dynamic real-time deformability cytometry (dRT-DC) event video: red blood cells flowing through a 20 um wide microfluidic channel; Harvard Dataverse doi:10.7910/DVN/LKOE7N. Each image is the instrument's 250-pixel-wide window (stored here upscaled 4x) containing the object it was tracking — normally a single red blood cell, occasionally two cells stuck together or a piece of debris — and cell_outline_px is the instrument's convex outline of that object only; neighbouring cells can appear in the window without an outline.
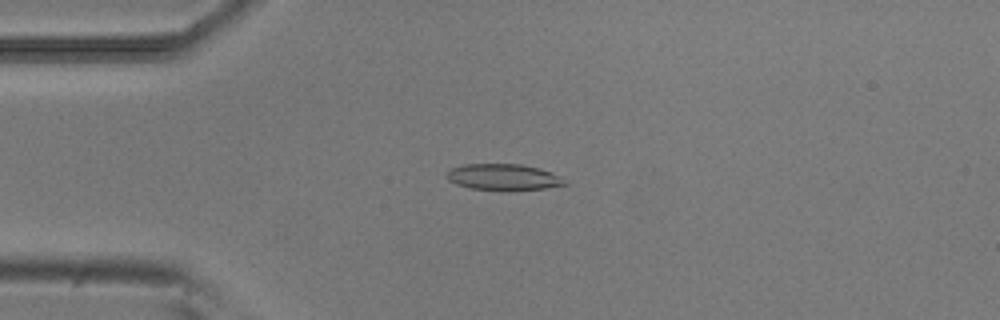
{"species": "common noctule bat (a hibernating species)", "species_latin": "Nyctalus noctula", "temperature_condition": "room temperature", "stored_images_in_passage": 41, "camera_frame_rate_fps": 3000, "um_per_image_px": 0.085, "animal": {"sex": "male", "body_mass_g": 20.5, "forearm_length_mm": 52.5}, "frame": {"image": 1, "passage_image": 1, "time_ms": 0.0, "image_size_px": [1000, 320], "cell_outline_px": [[568, 184], [544, 188], [472, 188], [456, 184], [448, 180], [448, 172], [452, 168], [464, 164], [520, 164], [540, 168], [552, 172], [560, 176]], "centroid_in_image_um": [42.81, 15.01], "position_along_channel_um": 42.2, "area_um2": 17.22}}
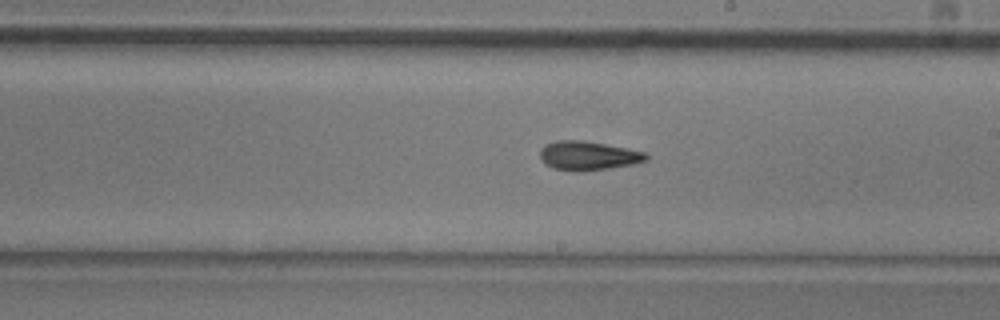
{"frame": {"image": 2, "passage_image": 18, "time_ms": 5.667, "image_size_px": [1000, 320], "cell_outline_px": [[648, 160], [632, 164], [584, 172], [572, 172], [552, 168], [544, 164], [540, 160], [540, 148], [544, 144], [556, 140], [580, 140], [628, 148], [644, 152], [648, 156]], "centroid_in_image_um": [49.92, 13.24], "position_along_channel_um": 239.1, "area_um2": 18.21}}
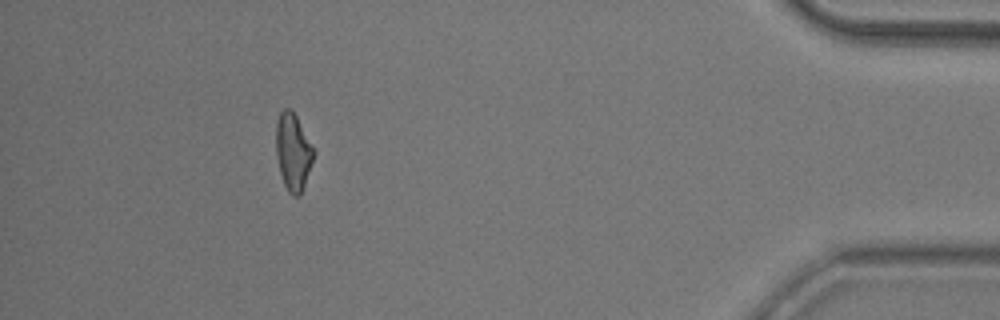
{"frame": {"image": 3, "passage_image": 36, "time_ms": 11.667, "image_size_px": [1000, 320], "cell_outline_px": [[316, 152], [300, 196], [292, 196], [288, 192], [284, 184], [280, 172], [276, 152], [276, 124], [280, 112], [284, 108], [288, 108], [296, 116]], "centroid_in_image_um": [24.91, 12.93], "position_along_channel_um": 410.3, "area_um2": 16.76}, "authors_computed_cell_mechanics": {"area_um2": 17.34, "velocity_mm_per_s": 3.8334, "shape_relaxation_time_tau1_ms": 6.1809, "shape_relaxation_time_tau2_ms": 6.8201, "deformation_change_tau1": 0.1542, "deformation_change_tau2": 0.1821}}